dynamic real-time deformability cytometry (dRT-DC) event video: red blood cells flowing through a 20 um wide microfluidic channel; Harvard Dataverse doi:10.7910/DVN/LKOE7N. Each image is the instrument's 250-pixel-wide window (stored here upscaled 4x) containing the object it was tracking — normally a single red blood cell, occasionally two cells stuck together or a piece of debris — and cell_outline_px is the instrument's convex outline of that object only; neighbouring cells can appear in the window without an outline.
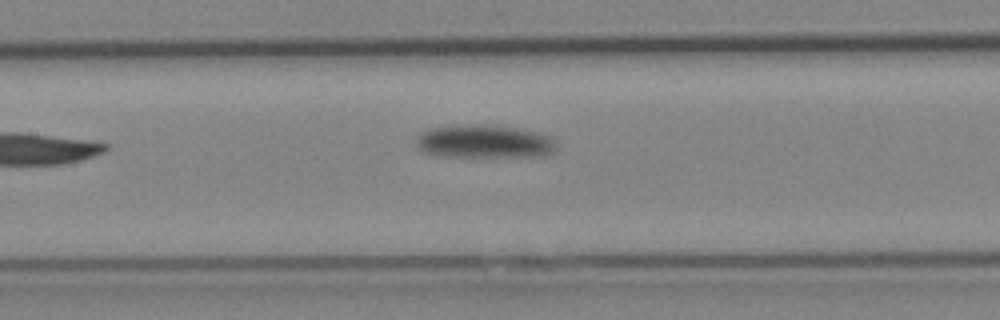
{"species": "Egyptian fruit bat (a non-hibernating species)", "species_latin": "Rousettus aegyptiacus", "temperature_condition": "cold", "stored_images_in_passage": 8, "camera_frame_rate_fps": 3000, "um_per_image_px": 0.085, "animal": {"sex": "female"}, "frame": {"image": 1, "passage_image": 8, "time_ms": 2.333, "image_size_px": [1000, 320], "cell_outline_px": [[556, 148], [552, 152], [544, 156], [440, 156], [428, 152], [420, 148], [416, 144], [416, 140], [420, 132], [428, 128], [456, 124], [480, 124], [516, 128], [536, 132], [548, 136], [556, 140]], "centroid_in_image_um": [41.15, 12.01], "position_along_channel_um": 166.2, "area_um2": 27.11}}